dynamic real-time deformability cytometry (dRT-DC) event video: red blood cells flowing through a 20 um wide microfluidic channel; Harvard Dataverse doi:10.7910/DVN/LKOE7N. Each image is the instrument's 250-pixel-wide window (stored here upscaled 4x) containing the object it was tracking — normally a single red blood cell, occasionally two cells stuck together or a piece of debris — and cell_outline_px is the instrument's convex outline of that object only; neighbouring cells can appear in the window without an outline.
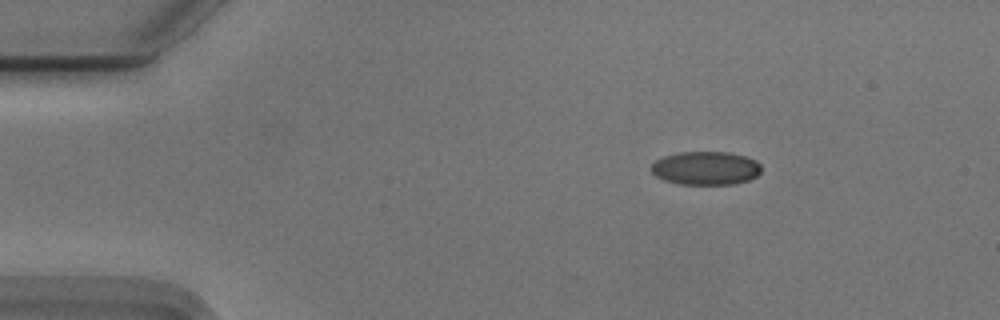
{"species": "Egyptian fruit bat (a non-hibernating species)", "species_latin": "Rousettus aegyptiacus", "temperature_condition": "cold", "stored_images_in_passage": 47, "camera_frame_rate_fps": 3000, "um_per_image_px": 0.085, "animal": {"sex": "male"}, "frame": {"image": 1, "passage_image": 1, "time_ms": 0.0, "image_size_px": [1000, 320], "cell_outline_px": [[760, 172], [756, 176], [748, 180], [736, 184], [680, 184], [664, 180], [656, 176], [648, 168], [656, 160], [664, 156], [676, 152], [728, 152], [744, 156], [756, 160], [760, 164]], "centroid_in_image_um": [59.96, 14.29], "position_along_channel_um": 25.0, "area_um2": 21.56}}
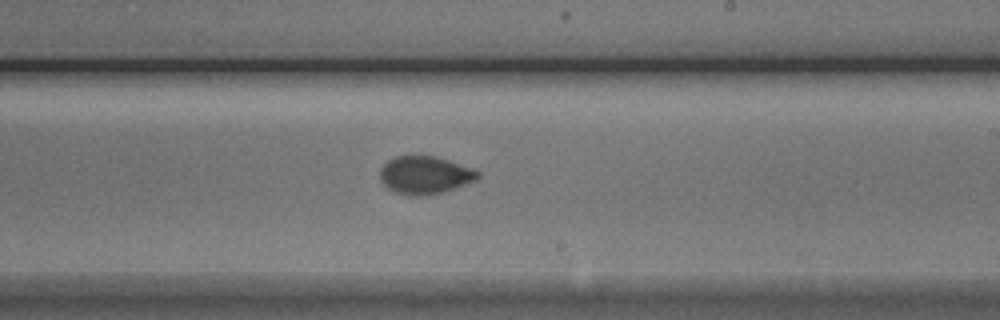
{"frame": {"image": 2, "passage_image": 25, "time_ms": 8.0, "image_size_px": [1000, 320], "cell_outline_px": [[480, 176], [476, 180], [456, 188], [444, 192], [428, 196], [408, 196], [396, 192], [388, 188], [380, 180], [380, 168], [388, 160], [396, 156], [436, 156], [448, 160], [480, 172]], "centroid_in_image_um": [36.1, 14.9], "position_along_channel_um": 252.9, "area_um2": 21.62}}
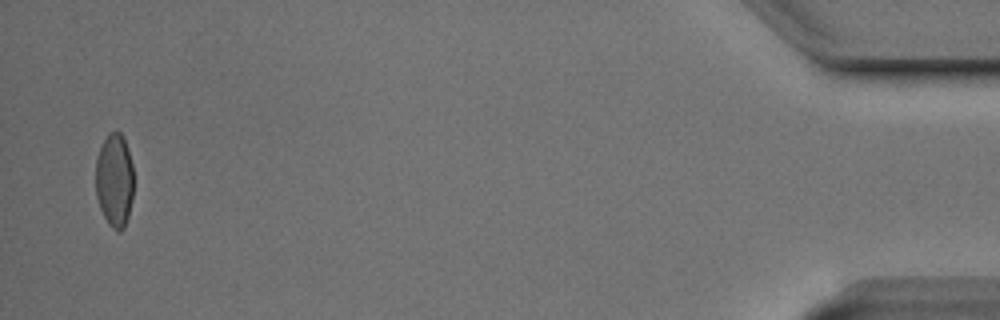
{"frame": {"image": 3, "passage_image": 46, "time_ms": 15.0, "image_size_px": [1000, 320], "cell_outline_px": [[132, 200], [128, 216], [124, 228], [120, 232], [116, 232], [108, 224], [100, 208], [96, 196], [96, 156], [108, 132], [120, 132], [124, 140], [132, 164]], "centroid_in_image_um": [9.71, 15.36], "position_along_channel_um": 425.5, "area_um2": 20.63}, "authors_computed_cell_mechanics": {"area_um2": 21.675, "velocity_mm_per_s": 3.7343, "shape_relaxation_time_tau1_ms": 3.5915, "shape_relaxation_time_tau2_ms": null, "deformation_change_tau1": 0.1101, "deformation_change_tau2": null}}